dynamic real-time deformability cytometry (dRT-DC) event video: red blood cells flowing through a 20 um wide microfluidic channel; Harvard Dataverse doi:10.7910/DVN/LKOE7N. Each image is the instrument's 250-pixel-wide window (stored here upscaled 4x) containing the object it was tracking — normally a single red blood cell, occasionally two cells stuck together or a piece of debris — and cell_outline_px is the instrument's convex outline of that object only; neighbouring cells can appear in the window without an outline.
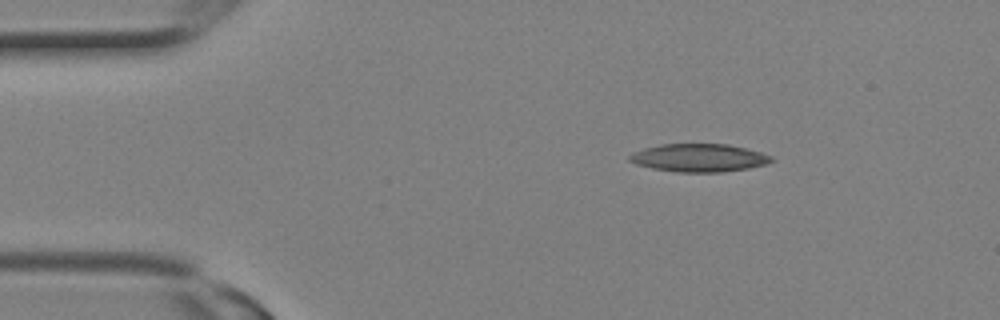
{"species": "Egyptian fruit bat (a non-hibernating species)", "species_latin": "Rousettus aegyptiacus", "temperature_condition": "room temperature", "stored_images_in_passage": 2, "camera_frame_rate_fps": 3000, "um_per_image_px": 0.085, "animal": {"sex": "female"}, "frame": {"image": 1, "passage_image": 1, "time_ms": 0.0, "image_size_px": [1000, 320], "cell_outline_px": [[772, 160], [764, 164], [748, 168], [720, 172], [676, 172], [652, 168], [636, 164], [628, 160], [628, 156], [644, 148], [660, 144], [728, 144], [760, 152], [772, 156]], "centroid_in_image_um": [59.38, 13.41], "position_along_channel_um": 25.6, "area_um2": 22.89}}